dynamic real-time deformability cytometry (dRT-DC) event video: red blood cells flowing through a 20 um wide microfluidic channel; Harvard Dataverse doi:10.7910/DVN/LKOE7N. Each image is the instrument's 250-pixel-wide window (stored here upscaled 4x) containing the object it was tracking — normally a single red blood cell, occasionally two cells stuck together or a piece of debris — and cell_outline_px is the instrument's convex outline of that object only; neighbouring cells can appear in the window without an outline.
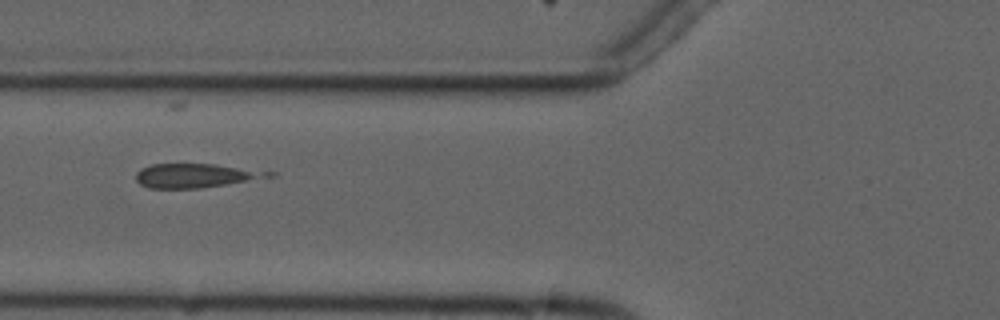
{"species": "common noctule bat (a hibernating species)", "species_latin": "Nyctalus noctula", "temperature_condition": "cold", "stored_images_in_passage": 8, "camera_frame_rate_fps": 3000, "um_per_image_px": 0.085, "animal": {"sex": "male", "forearm_length_mm": 52.5}, "frame": {"image": 1, "passage_image": 5, "time_ms": 5.667, "image_size_px": [1000, 320], "cell_outline_px": [[276, 176], [200, 188], [148, 188], [140, 184], [136, 180], [136, 172], [140, 168], [152, 164], [216, 164], [276, 172]], "centroid_in_image_um": [16.63, 14.92], "position_along_channel_um": 109.2, "area_um2": 18.61}}
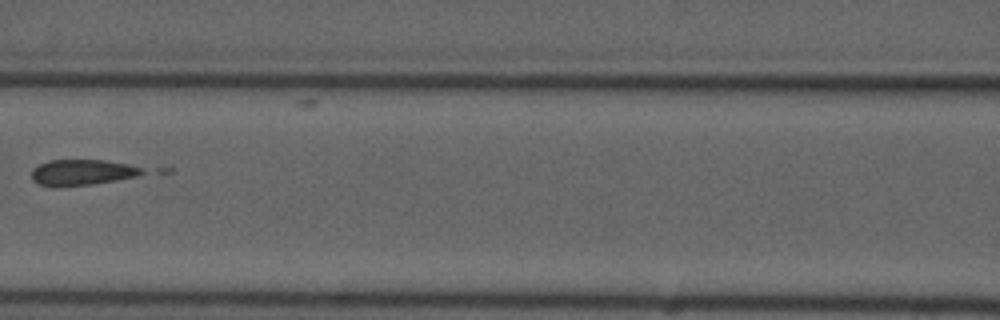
{"frame": {"image": 2, "passage_image": 6, "time_ms": 7.0, "image_size_px": [1000, 320], "cell_outline_px": [[144, 172], [136, 176], [116, 180], [92, 184], [40, 184], [32, 180], [32, 168], [40, 164], [52, 160], [104, 160], [128, 164], [140, 168]], "centroid_in_image_um": [7.0, 14.61], "position_along_channel_um": 159.6, "area_um2": 15.84}}